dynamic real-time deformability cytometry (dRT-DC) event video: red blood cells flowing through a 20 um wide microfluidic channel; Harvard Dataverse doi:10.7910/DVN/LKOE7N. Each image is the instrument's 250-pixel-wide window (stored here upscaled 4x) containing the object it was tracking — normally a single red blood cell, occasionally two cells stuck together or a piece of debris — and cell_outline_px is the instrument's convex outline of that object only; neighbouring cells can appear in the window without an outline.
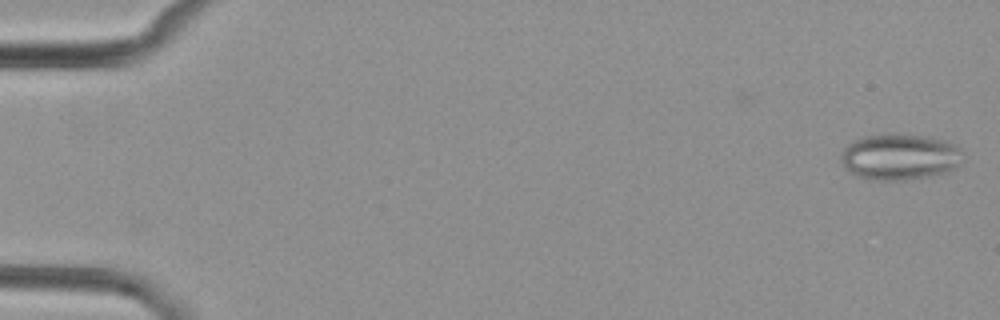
{"species": "common noctule bat (a hibernating species)", "species_latin": "Nyctalus noctula", "temperature_condition": "cold", "stored_images_in_passage": 4, "camera_frame_rate_fps": 3000, "um_per_image_px": 0.085, "animal": {"sex": "female", "body_mass_g": 29.2, "forearm_length_mm": 56.3}, "frame": {"image": 1, "passage_image": 1, "time_ms": 0.0, "image_size_px": [1000, 320], "cell_outline_px": [[960, 164], [956, 168], [944, 172], [904, 180], [868, 180], [856, 176], [844, 164], [844, 148], [852, 140], [864, 136], [892, 132], [928, 136], [944, 140], [960, 148]], "centroid_in_image_um": [76.48, 13.3], "position_along_channel_um": 8.5, "area_um2": 32.54}}